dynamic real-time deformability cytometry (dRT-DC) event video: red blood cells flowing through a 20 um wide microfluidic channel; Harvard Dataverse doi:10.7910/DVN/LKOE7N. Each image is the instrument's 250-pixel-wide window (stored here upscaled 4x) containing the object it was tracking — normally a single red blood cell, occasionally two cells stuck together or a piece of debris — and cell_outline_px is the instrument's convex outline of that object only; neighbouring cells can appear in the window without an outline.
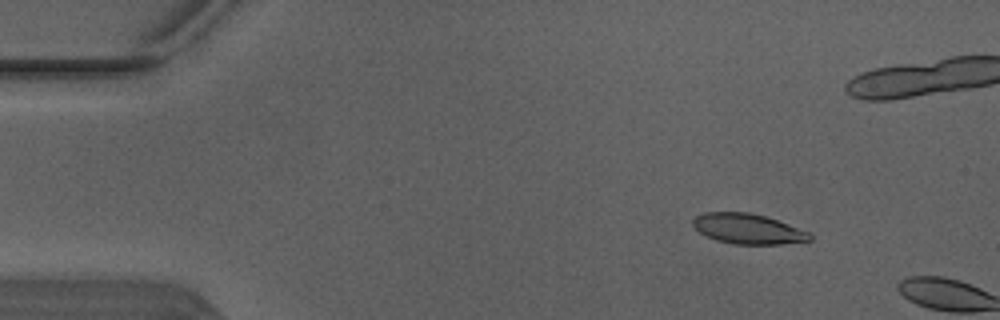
{"species": "Egyptian fruit bat (a non-hibernating species)", "species_latin": "Rousettus aegyptiacus", "temperature_condition": "warm", "stored_images_in_passage": 3, "camera_frame_rate_fps": 3000, "um_per_image_px": 0.085, "animal": {"sex": "male"}, "frame": {"image": 1, "passage_image": 2, "time_ms": 0.333, "image_size_px": [1000, 320], "cell_outline_px": [[812, 240], [780, 244], [732, 244], [716, 240], [700, 232], [692, 224], [692, 220], [696, 216], [704, 212], [748, 212], [764, 216], [788, 224], [808, 232], [812, 236]], "centroid_in_image_um": [63.55, 19.45], "position_along_channel_um": 21.4, "area_um2": 20.35}}